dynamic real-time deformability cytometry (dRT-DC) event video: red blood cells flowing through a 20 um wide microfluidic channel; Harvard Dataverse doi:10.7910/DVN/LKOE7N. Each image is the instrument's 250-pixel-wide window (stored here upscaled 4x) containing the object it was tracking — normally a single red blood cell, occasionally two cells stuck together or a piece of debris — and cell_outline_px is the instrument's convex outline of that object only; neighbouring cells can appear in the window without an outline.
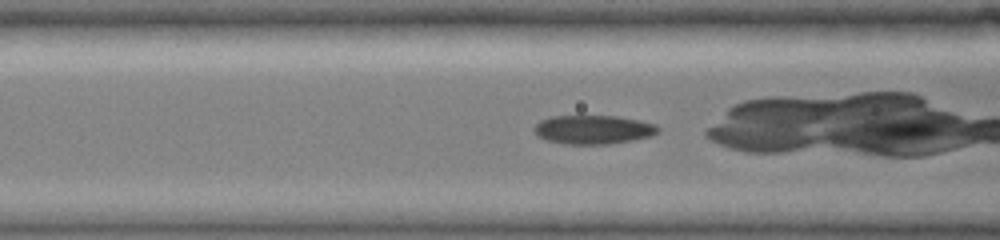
{"species": "common noctule bat (a hibernating species)", "species_latin": "Nyctalus noctula", "temperature_condition": "cold", "stored_images_in_passage": 29, "camera_frame_rate_fps": 3000, "um_per_image_px": 0.085, "animal": {"sex": "female", "body_mass_g": 19.0, "forearm_length_mm": 51.5}, "frame": {"image": 1, "passage_image": 21, "time_ms": 4.667, "image_size_px": [1000, 240], "cell_outline_px": [[660, 128], [652, 136], [632, 140], [608, 144], [564, 144], [544, 140], [536, 136], [532, 128], [540, 120], [552, 116], [616, 116], [640, 120], [656, 124]], "centroid_in_image_um": [50.38, 11.02], "position_along_channel_um": 116.2, "area_um2": 21.04}}